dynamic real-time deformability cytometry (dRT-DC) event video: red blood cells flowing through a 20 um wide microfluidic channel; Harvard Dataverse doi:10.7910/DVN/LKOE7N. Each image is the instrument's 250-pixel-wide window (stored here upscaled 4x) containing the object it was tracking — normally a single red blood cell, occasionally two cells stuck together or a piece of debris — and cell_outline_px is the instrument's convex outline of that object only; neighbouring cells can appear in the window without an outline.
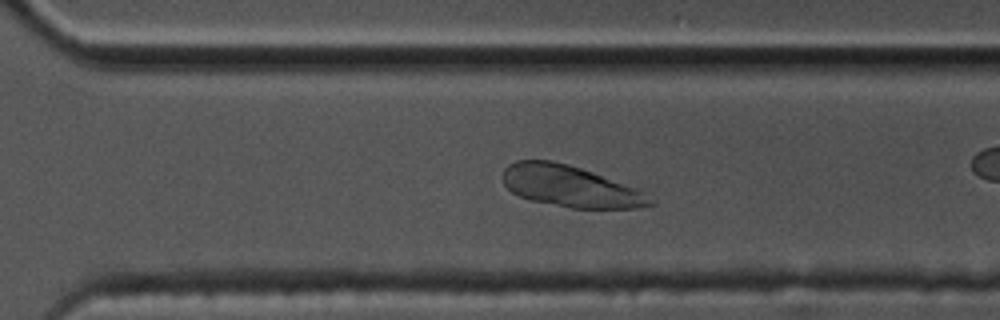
{"species": "common noctule bat (a hibernating species)", "species_latin": "Nyctalus noctula", "temperature_condition": "cold", "stored_images_in_passage": 45, "camera_frame_rate_fps": 3000, "um_per_image_px": 0.085, "animal": {"sex": "male", "body_mass_g": 17.5, "forearm_length_mm": 52.3}, "frame": {"image": 1, "passage_image": 39, "time_ms": 12.667, "image_size_px": [1000, 320], "cell_outline_px": [[656, 204], [636, 208], [572, 208], [532, 200], [520, 196], [512, 192], [504, 184], [504, 168], [508, 164], [516, 160], [552, 160], [568, 164], [592, 172], [644, 192], [656, 200]], "centroid_in_image_um": [48.48, 15.84], "position_along_channel_um": 322.1, "area_um2": 35.14}}